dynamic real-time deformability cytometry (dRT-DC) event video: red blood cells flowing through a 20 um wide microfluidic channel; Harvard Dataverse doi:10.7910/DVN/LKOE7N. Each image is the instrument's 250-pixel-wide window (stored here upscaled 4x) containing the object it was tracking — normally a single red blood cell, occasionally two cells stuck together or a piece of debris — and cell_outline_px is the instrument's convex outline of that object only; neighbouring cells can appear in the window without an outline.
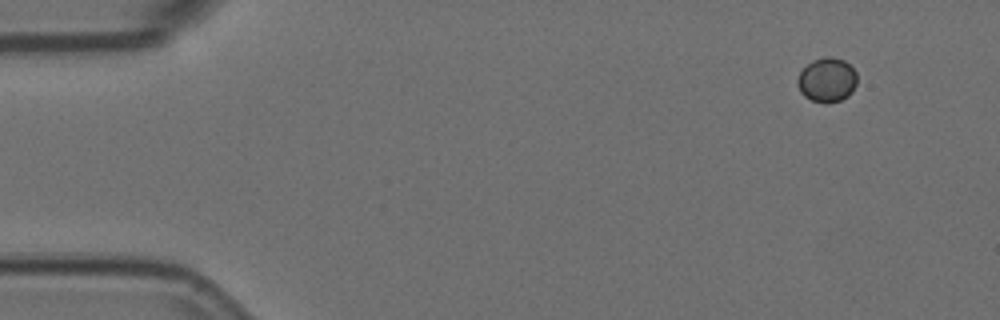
{"species": "Egyptian fruit bat (a non-hibernating species)", "species_latin": "Rousettus aegyptiacus", "temperature_condition": "room temperature", "stored_images_in_passage": 53, "camera_frame_rate_fps": 3000, "um_per_image_px": 0.085, "animal": {"sex": "female"}, "frame": {"image": 1, "passage_image": 1, "time_ms": 0.0, "image_size_px": [1000, 320], "cell_outline_px": [[856, 84], [852, 92], [848, 96], [840, 100], [824, 104], [812, 100], [804, 96], [800, 92], [796, 80], [800, 72], [812, 60], [824, 56], [832, 56], [844, 60], [856, 72]], "centroid_in_image_um": [70.28, 6.79], "position_along_channel_um": 14.7, "area_um2": 15.49}}
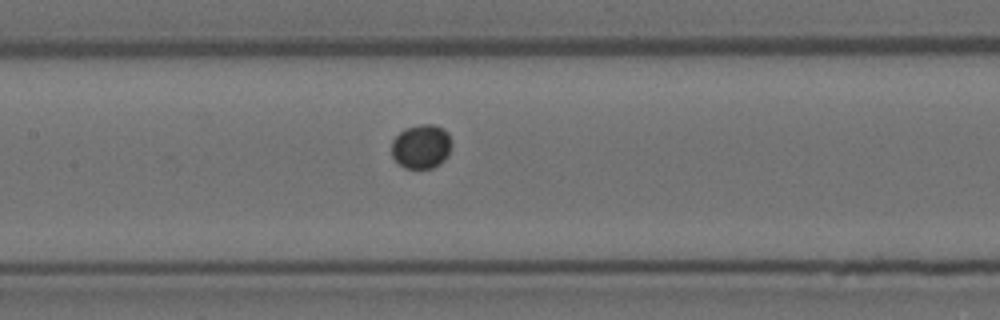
{"frame": {"image": 2, "passage_image": 23, "time_ms": 7.333, "image_size_px": [1000, 320], "cell_outline_px": [[448, 156], [444, 160], [432, 168], [404, 168], [392, 156], [392, 140], [404, 128], [420, 124], [432, 124], [444, 128], [448, 132]], "centroid_in_image_um": [35.77, 12.44], "position_along_channel_um": 171.6, "area_um2": 15.2}}
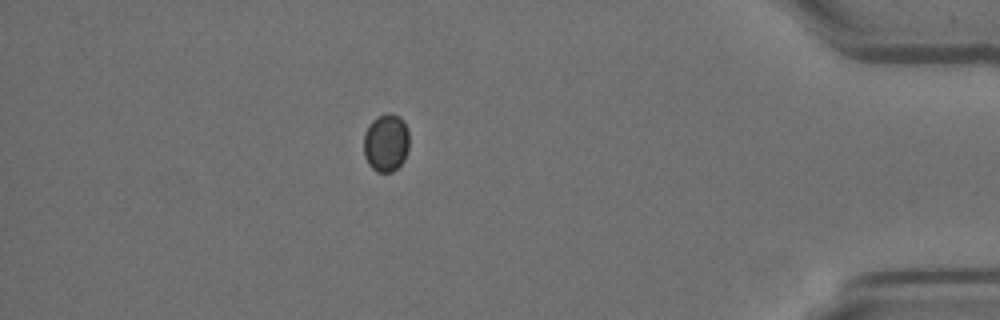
{"frame": {"image": 3, "passage_image": 46, "time_ms": 15.0, "image_size_px": [1000, 320], "cell_outline_px": [[408, 148], [404, 160], [392, 172], [376, 172], [368, 164], [364, 156], [364, 136], [372, 120], [376, 116], [388, 112], [392, 112], [400, 116], [404, 120], [408, 128]], "centroid_in_image_um": [32.82, 12.11], "position_along_channel_um": 402.4, "area_um2": 15.55}}